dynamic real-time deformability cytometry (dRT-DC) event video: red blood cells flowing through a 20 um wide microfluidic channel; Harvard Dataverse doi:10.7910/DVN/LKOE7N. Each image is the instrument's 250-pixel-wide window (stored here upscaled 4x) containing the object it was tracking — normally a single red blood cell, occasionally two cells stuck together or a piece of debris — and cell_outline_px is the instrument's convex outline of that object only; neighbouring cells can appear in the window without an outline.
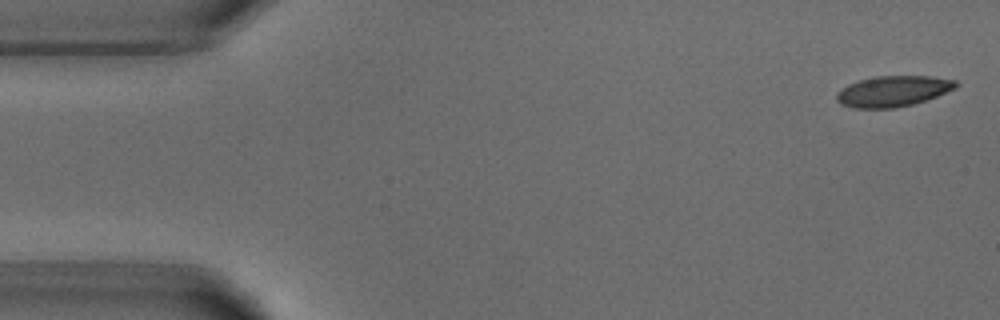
{"species": "common noctule bat (a hibernating species)", "species_latin": "Nyctalus noctula", "temperature_condition": "warm", "stored_images_in_passage": 5, "camera_frame_rate_fps": 3000, "um_per_image_px": 0.085, "animal": {"sex": "male", "body_mass_g": 18.8}, "frame": {"image": 1, "passage_image": 1, "time_ms": 0.0, "image_size_px": [1000, 320], "cell_outline_px": [[960, 84], [956, 88], [936, 96], [912, 104], [896, 108], [856, 108], [840, 104], [836, 100], [836, 92], [848, 84], [860, 80], [876, 76], [928, 76], [956, 80]], "centroid_in_image_um": [75.89, 7.75], "position_along_channel_um": 9.1, "area_um2": 21.33}}
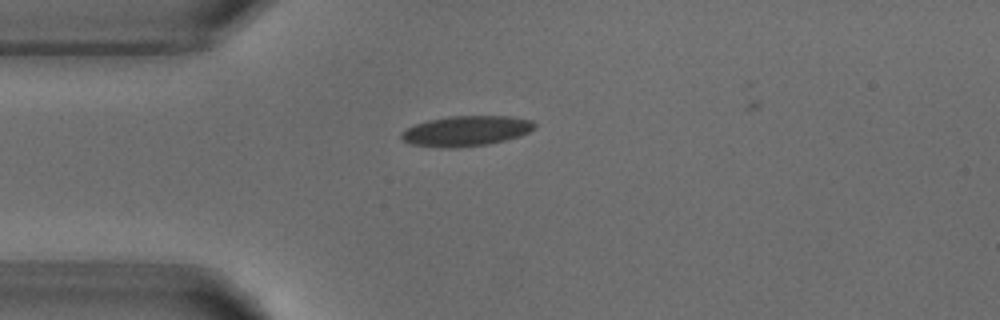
{"frame": {"image": 2, "passage_image": 4, "time_ms": 3.667, "image_size_px": [1000, 320], "cell_outline_px": [[536, 128], [520, 136], [488, 144], [456, 148], [440, 148], [412, 144], [404, 140], [400, 136], [400, 132], [416, 124], [428, 120], [448, 116], [512, 116], [532, 120], [536, 124]], "centroid_in_image_um": [39.64, 11.13], "position_along_channel_um": 45.4, "area_um2": 23.58}}